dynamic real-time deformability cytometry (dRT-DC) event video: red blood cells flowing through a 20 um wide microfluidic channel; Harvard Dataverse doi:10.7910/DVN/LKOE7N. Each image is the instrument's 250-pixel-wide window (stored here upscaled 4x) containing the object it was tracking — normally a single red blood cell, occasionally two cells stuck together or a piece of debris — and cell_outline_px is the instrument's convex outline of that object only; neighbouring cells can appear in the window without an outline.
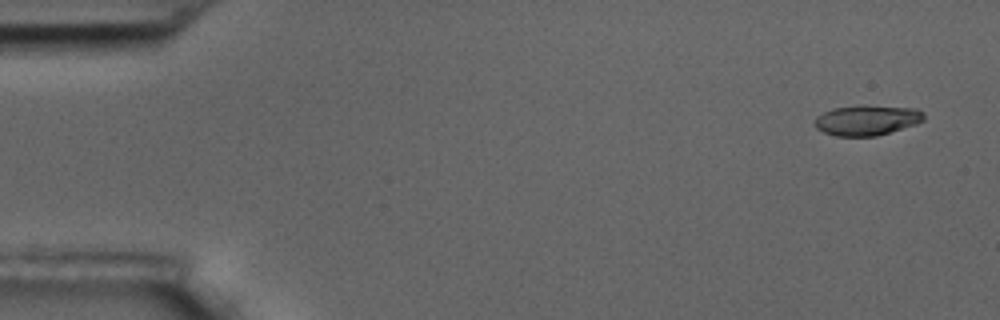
{"species": "common noctule bat (a hibernating species)", "species_latin": "Nyctalus noctula", "temperature_condition": "room temperature", "stored_images_in_passage": 4, "camera_frame_rate_fps": 3000, "um_per_image_px": 0.085, "animal": {"sex": "male", "body_mass_g": 17.5, "forearm_length_mm": 52.3}, "frame": {"image": 1, "passage_image": 1, "time_ms": 0.0, "image_size_px": [1000, 320], "cell_outline_px": [[924, 120], [916, 124], [876, 136], [836, 136], [824, 132], [816, 128], [816, 116], [832, 108], [864, 104], [916, 108], [924, 112]], "centroid_in_image_um": [73.71, 10.19], "position_along_channel_um": 11.3, "area_um2": 19.42}}
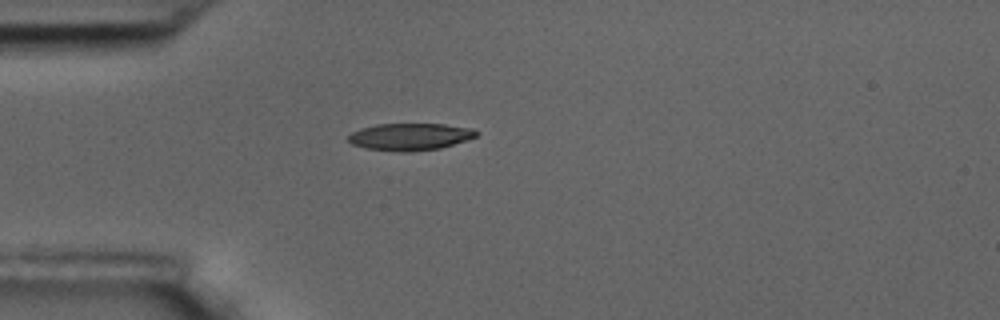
{"frame": {"image": 2, "passage_image": 4, "time_ms": 1.0, "image_size_px": [1000, 320], "cell_outline_px": [[480, 132], [476, 136], [468, 140], [440, 148], [408, 152], [400, 152], [364, 148], [352, 144], [348, 140], [348, 136], [352, 132], [360, 128], [376, 124], [444, 124], [472, 128]], "centroid_in_image_um": [34.86, 11.62], "position_along_channel_um": 50.1, "area_um2": 20.35}}